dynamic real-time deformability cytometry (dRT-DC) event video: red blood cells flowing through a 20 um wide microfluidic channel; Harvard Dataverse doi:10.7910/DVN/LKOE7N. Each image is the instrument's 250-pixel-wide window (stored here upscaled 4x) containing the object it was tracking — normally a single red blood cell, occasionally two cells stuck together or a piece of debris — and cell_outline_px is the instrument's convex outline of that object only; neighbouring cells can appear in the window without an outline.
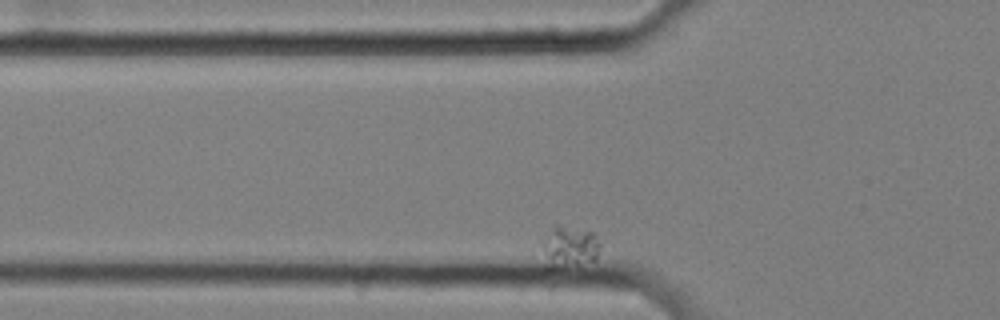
{"species": "common noctule bat (a hibernating species)", "species_latin": "Nyctalus noctula", "temperature_condition": "cold", "stored_images_in_passage": 40, "camera_frame_rate_fps": 3000, "um_per_image_px": 0.085, "animal": {"sex": "female", "body_mass_g": 25.1}, "frame": {"image": 1, "passage_image": 2, "time_ms": 0.333, "image_size_px": [1000, 320], "cell_outline_px": [[600, 248], [596, 260], [576, 264], [552, 268], [544, 268], [540, 244], [556, 224], [596, 232], [600, 244]], "centroid_in_image_um": [48.37, 20.98], "position_along_channel_um": 77.4, "area_um2": 14.39}}
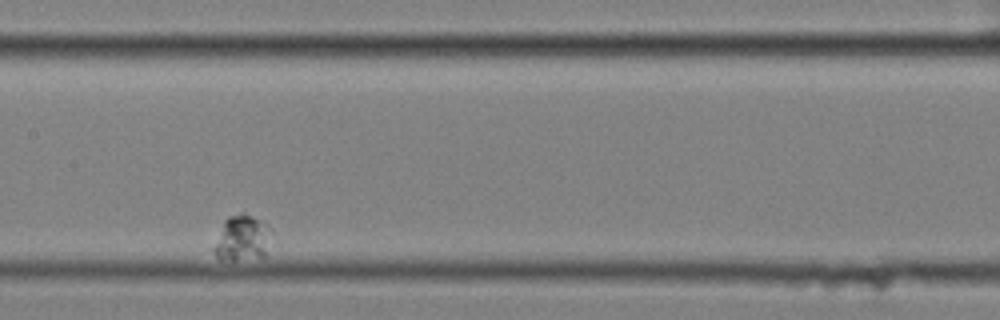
{"frame": {"image": 2, "passage_image": 18, "time_ms": 5.667, "image_size_px": [1000, 320], "cell_outline_px": [[272, 232], [264, 256], [232, 260], [216, 256], [212, 248], [224, 220], [228, 216], [240, 212], [244, 212], [268, 224], [272, 228]], "centroid_in_image_um": [20.59, 20.19], "position_along_channel_um": 186.8, "area_um2": 15.26}}
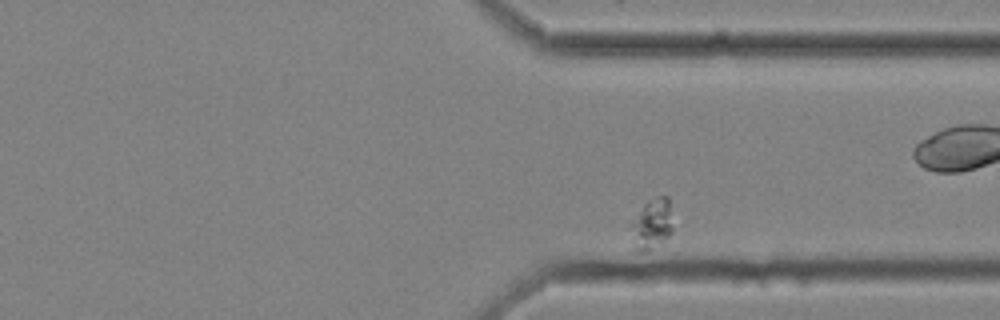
{"frame": {"image": 3, "passage_image": 37, "time_ms": 12.0, "image_size_px": [1000, 320], "cell_outline_px": [[672, 232], [664, 240], [644, 252], [636, 252], [632, 248], [624, 228], [644, 204], [648, 200], [660, 196], [668, 196], [672, 228]], "centroid_in_image_um": [55.25, 19.1], "position_along_channel_um": 356.1, "area_um2": 13.06}}